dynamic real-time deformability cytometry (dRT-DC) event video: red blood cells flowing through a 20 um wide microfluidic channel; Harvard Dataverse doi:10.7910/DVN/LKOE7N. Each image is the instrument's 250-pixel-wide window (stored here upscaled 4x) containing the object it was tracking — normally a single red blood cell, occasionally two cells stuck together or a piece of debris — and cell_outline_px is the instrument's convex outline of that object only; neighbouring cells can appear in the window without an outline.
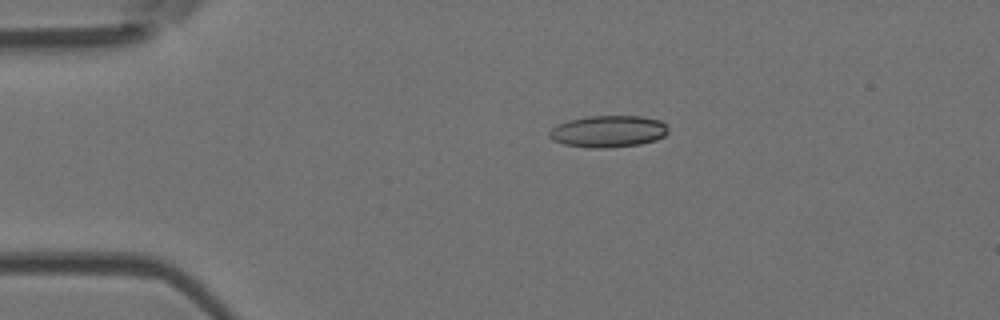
{"species": "Egyptian fruit bat (a non-hibernating species)", "species_latin": "Rousettus aegyptiacus", "temperature_condition": "room temperature", "stored_images_in_passage": 3, "camera_frame_rate_fps": 3000, "um_per_image_px": 0.085, "animal": {"sex": "female"}, "frame": {"image": 1, "passage_image": 1, "time_ms": 0.0, "image_size_px": [1000, 320], "cell_outline_px": [[668, 132], [664, 136], [656, 140], [640, 144], [608, 148], [592, 148], [564, 144], [552, 140], [548, 136], [548, 132], [556, 124], [568, 120], [588, 116], [640, 116], [660, 120], [668, 124]], "centroid_in_image_um": [51.7, 11.16], "position_along_channel_um": 33.3, "area_um2": 22.25}}
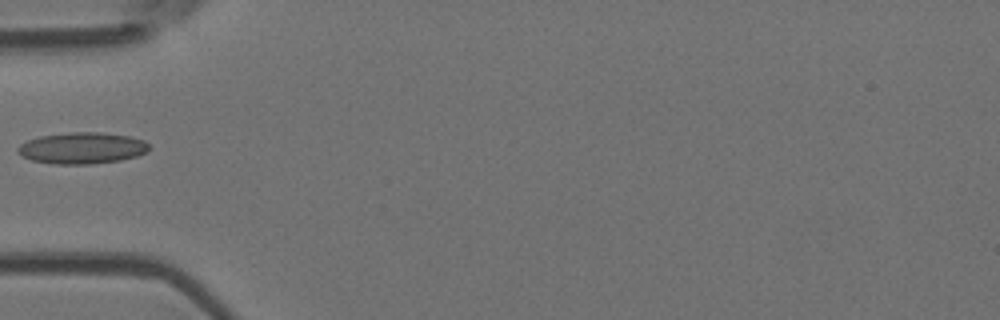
{"frame": {"image": 2, "passage_image": 3, "time_ms": 2.333, "image_size_px": [1000, 320], "cell_outline_px": [[148, 152], [136, 156], [120, 160], [92, 164], [52, 164], [32, 160], [16, 152], [16, 148], [20, 144], [28, 140], [40, 136], [72, 132], [100, 132], [128, 136], [144, 140], [148, 144]], "centroid_in_image_um": [6.97, 12.59], "position_along_channel_um": 78.0, "area_um2": 23.99}}